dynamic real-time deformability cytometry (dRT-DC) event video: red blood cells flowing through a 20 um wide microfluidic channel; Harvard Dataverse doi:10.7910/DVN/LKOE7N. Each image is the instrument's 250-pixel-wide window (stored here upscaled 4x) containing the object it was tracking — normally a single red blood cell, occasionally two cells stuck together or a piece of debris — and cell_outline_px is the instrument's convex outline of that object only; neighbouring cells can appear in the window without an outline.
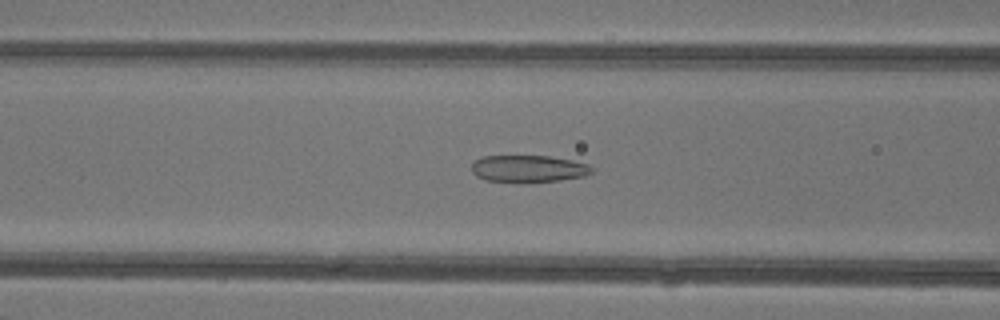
{"species": "common noctule bat (a hibernating species)", "species_latin": "Nyctalus noctula", "temperature_condition": "warm", "stored_images_in_passage": 48, "camera_frame_rate_fps": 3000, "um_per_image_px": 0.085, "animal": {"sex": "female"}, "frame": {"image": 1, "passage_image": 20, "time_ms": 6.333, "image_size_px": [1000, 320], "cell_outline_px": [[592, 172], [584, 176], [560, 180], [528, 184], [524, 184], [484, 180], [476, 176], [472, 172], [472, 164], [480, 156], [548, 156], [572, 160], [588, 164], [592, 168]], "centroid_in_image_um": [44.88, 14.37], "position_along_channel_um": 121.7, "area_um2": 19.42}}
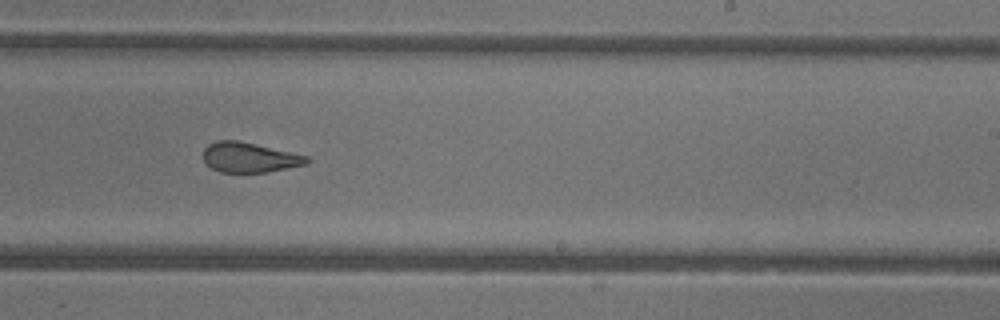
{"frame": {"image": 2, "passage_image": 30, "time_ms": 9.667, "image_size_px": [1000, 320], "cell_outline_px": [[312, 160], [308, 164], [268, 172], [220, 172], [212, 168], [204, 160], [204, 148], [208, 144], [216, 140], [236, 140], [256, 144], [308, 156]], "centroid_in_image_um": [21.23, 13.38], "position_along_channel_um": 267.8, "area_um2": 18.09}}
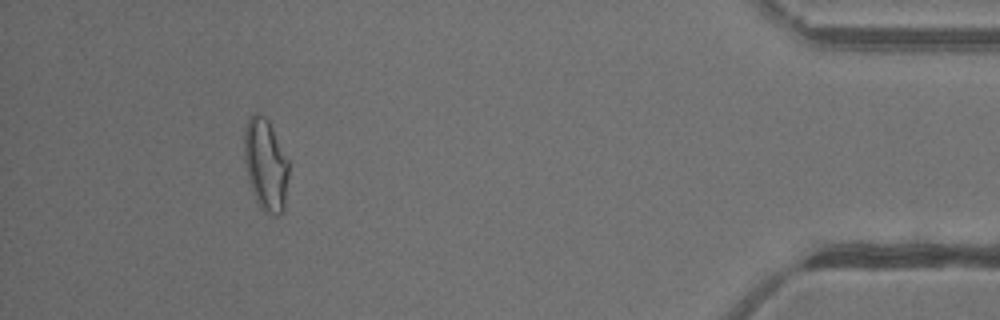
{"frame": {"image": 3, "passage_image": 44, "time_ms": 14.333, "image_size_px": [1000, 320], "cell_outline_px": [[288, 176], [284, 212], [276, 216], [268, 216], [260, 208], [252, 192], [244, 160], [244, 128], [248, 116], [256, 112], [264, 116], [268, 120], [288, 160]], "centroid_in_image_um": [22.57, 14.03], "position_along_channel_um": 412.6, "area_um2": 24.1}, "authors_computed_cell_mechanics": {"area_um2": 22.1085, "velocity_mm_per_s": 4.3902, "shape_relaxation_time_tau1_ms": null, "shape_relaxation_time_tau2_ms": 1.6301, "deformation_change_tau1": null, "deformation_change_tau2": 0.1082}}